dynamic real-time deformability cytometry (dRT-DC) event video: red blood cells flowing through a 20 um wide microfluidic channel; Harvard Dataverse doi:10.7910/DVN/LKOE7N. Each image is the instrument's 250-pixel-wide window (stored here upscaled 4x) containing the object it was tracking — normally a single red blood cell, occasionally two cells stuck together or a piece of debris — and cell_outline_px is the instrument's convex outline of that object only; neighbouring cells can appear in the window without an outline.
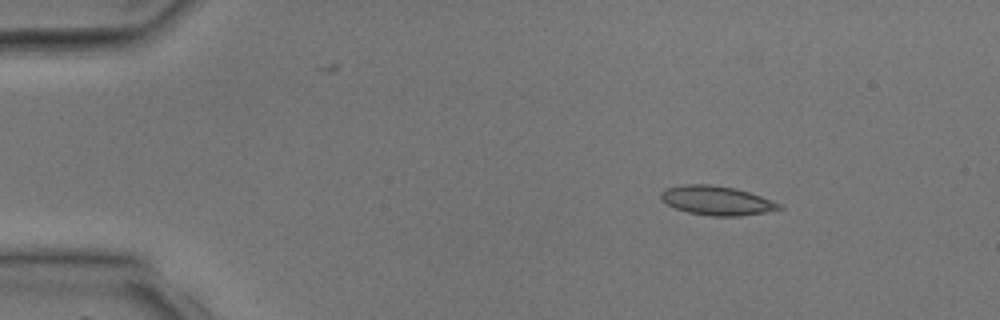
{"species": "common noctule bat (a hibernating species)", "species_latin": "Nyctalus noctula", "temperature_condition": "room temperature", "stored_images_in_passage": 8, "camera_frame_rate_fps": 3000, "um_per_image_px": 0.085, "animal": {"sex": "male", "body_mass_g": 17.9, "forearm_length_mm": 54.2}, "frame": {"image": 1, "passage_image": 1, "time_ms": 0.0, "image_size_px": [1000, 320], "cell_outline_px": [[784, 208], [764, 212], [736, 216], [712, 216], [688, 212], [676, 208], [660, 200], [660, 192], [664, 188], [684, 184], [708, 184], [736, 188], [784, 204]], "centroid_in_image_um": [60.91, 17.03], "position_along_channel_um": 24.1, "area_um2": 20.11}}
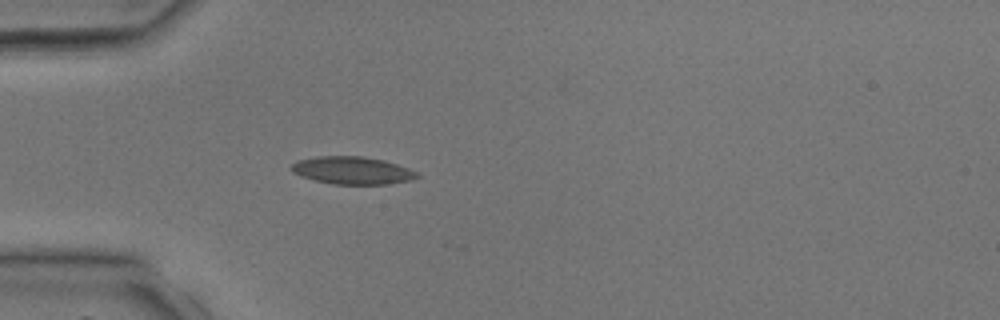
{"frame": {"image": 2, "passage_image": 7, "time_ms": 2.0, "image_size_px": [1000, 320], "cell_outline_px": [[420, 176], [412, 180], [388, 184], [332, 184], [300, 176], [292, 172], [288, 168], [296, 160], [316, 156], [364, 156], [384, 160], [408, 168], [416, 172]], "centroid_in_image_um": [29.91, 14.48], "position_along_channel_um": 55.1, "area_um2": 20.35}}